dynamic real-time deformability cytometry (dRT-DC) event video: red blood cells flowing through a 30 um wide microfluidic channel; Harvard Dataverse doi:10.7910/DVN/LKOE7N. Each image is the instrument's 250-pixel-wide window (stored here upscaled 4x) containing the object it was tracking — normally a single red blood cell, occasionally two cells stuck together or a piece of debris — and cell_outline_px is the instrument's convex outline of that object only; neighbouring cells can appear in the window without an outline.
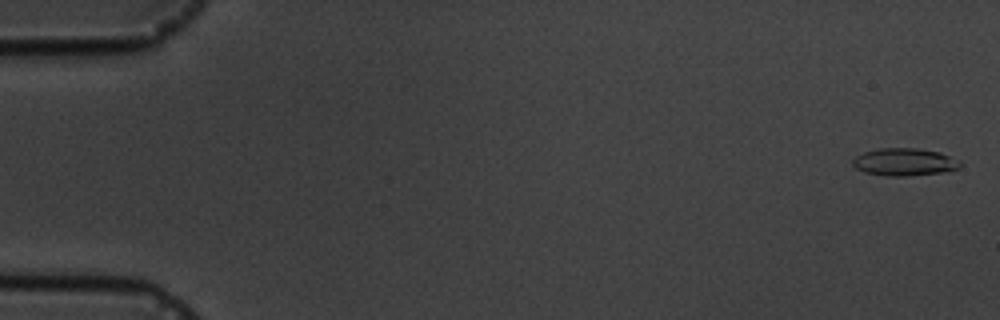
{"species": "common noctule bat (a hibernating species)", "species_latin": "Nyctalus noctula", "temperature_condition": "cold", "stored_images_in_passage": 4, "camera_frame_rate_fps": 3000, "um_per_image_px": 0.085, "animal": {"sex": "male", "body_mass_g": 19.5, "forearm_length_mm": 54.6}, "frame": {"image": 1, "passage_image": 1, "time_ms": 0.0, "image_size_px": [1000, 320], "cell_outline_px": [[960, 164], [956, 168], [944, 172], [908, 176], [888, 176], [864, 172], [856, 168], [852, 164], [852, 160], [856, 156], [864, 152], [880, 148], [916, 148], [940, 152], [960, 160]], "centroid_in_image_um": [76.86, 13.77], "position_along_channel_um": 8.1, "area_um2": 17.17}}